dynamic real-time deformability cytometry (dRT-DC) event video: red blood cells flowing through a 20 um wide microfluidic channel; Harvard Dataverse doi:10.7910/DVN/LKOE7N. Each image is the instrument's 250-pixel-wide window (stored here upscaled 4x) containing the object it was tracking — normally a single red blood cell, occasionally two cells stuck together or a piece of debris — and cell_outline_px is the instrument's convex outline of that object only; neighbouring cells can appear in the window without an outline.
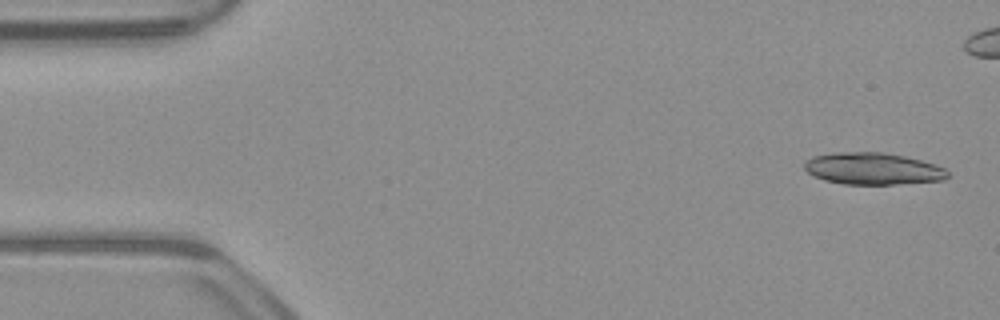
{"species": "common noctule bat (a hibernating species)", "species_latin": "Nyctalus noctula", "temperature_condition": "warm", "stored_images_in_passage": 52, "segment_of_instrument_passage": [1, 2], "camera_frame_rate_fps": 3000, "um_per_image_px": 0.085, "animal": {"sex": "male", "body_mass_g": 23.1, "forearm_length_mm": 52.7}, "frame": {"image": 1, "passage_image": 1, "time_ms": 0.0, "image_size_px": [1000, 320], "cell_outline_px": [[948, 176], [944, 180], [892, 184], [844, 184], [824, 180], [808, 172], [804, 168], [804, 164], [812, 156], [836, 152], [884, 152], [904, 156], [920, 160], [944, 168], [948, 172]], "centroid_in_image_um": [74.17, 14.33], "position_along_channel_um": 10.8, "area_um2": 26.36}}